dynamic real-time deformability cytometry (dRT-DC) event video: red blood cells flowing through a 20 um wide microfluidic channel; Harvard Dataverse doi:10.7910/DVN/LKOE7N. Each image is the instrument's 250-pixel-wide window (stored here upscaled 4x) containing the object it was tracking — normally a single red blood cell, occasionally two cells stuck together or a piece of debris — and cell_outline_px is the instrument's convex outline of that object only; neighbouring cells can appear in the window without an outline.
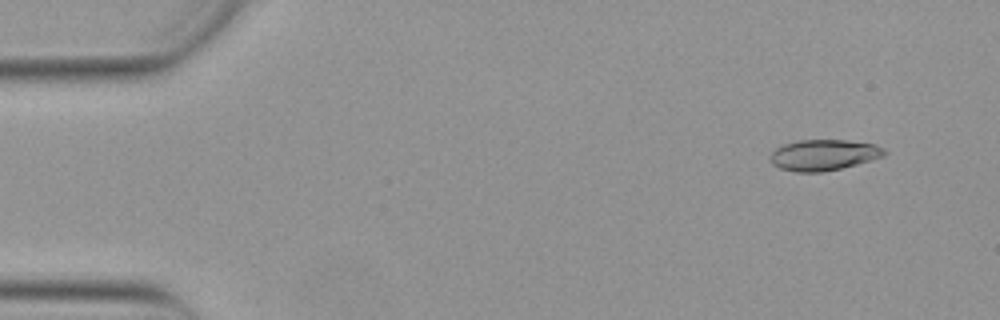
{"species": "Egyptian fruit bat (a non-hibernating species)", "species_latin": "Rousettus aegyptiacus", "temperature_condition": "warm", "stored_images_in_passage": 53, "camera_frame_rate_fps": 3000, "um_per_image_px": 0.085, "animal": {"sex": "female"}, "frame": {"image": 1, "passage_image": 4, "time_ms": 1.0, "image_size_px": [1000, 320], "cell_outline_px": [[888, 152], [884, 156], [856, 164], [840, 168], [820, 172], [796, 172], [780, 168], [772, 164], [772, 152], [776, 148], [784, 144], [800, 140], [844, 140], [876, 144], [884, 148]], "centroid_in_image_um": [70.04, 13.16], "position_along_channel_um": 15.0, "area_um2": 20.35}}
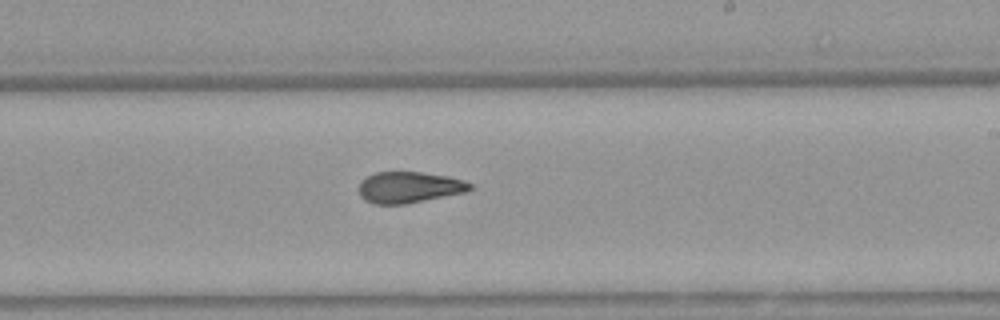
{"frame": {"image": 2, "passage_image": 31, "time_ms": 10.0, "image_size_px": [1000, 320], "cell_outline_px": [[476, 188], [468, 192], [404, 204], [376, 204], [364, 200], [360, 196], [356, 188], [360, 180], [376, 172], [420, 172], [448, 176], [464, 180], [472, 184]], "centroid_in_image_um": [34.78, 15.92], "position_along_channel_um": 254.2, "area_um2": 20.58}}
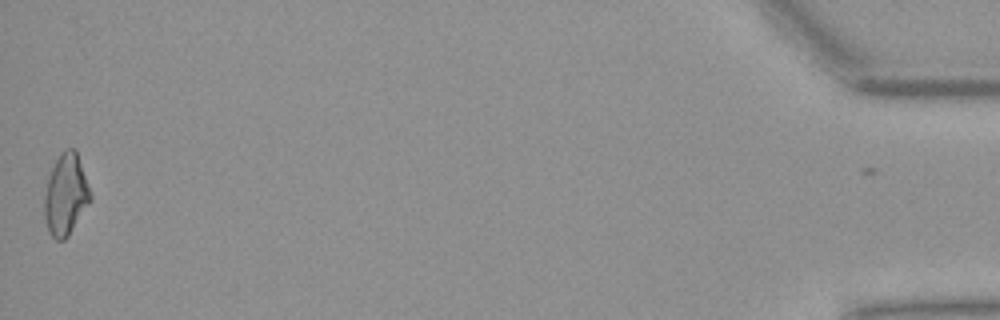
{"frame": {"image": 3, "passage_image": 52, "time_ms": 17.0, "image_size_px": [1000, 320], "cell_outline_px": [[92, 200], [68, 236], [64, 240], [56, 240], [48, 232], [44, 216], [44, 196], [48, 180], [52, 168], [60, 152], [64, 148], [76, 148], [92, 196]], "centroid_in_image_um": [5.6, 16.54], "position_along_channel_um": 429.6, "area_um2": 21.91}, "authors_computed_cell_mechanics": {"area_um2": 20.808, "velocity_mm_per_s": 3.8939, "shape_relaxation_time_tau1_ms": null, "shape_relaxation_time_tau2_ms": 2.8278, "deformation_change_tau1": null, "deformation_change_tau2": 0.0994}}